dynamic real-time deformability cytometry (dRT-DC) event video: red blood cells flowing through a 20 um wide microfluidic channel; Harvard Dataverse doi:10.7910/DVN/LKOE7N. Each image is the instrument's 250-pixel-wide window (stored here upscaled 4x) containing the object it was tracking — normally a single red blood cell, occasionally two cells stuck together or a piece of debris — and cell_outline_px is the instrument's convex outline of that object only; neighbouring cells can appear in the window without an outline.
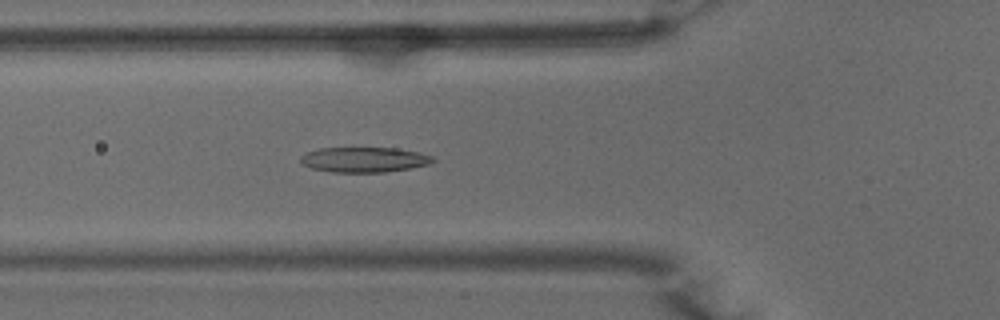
{"species": "common noctule bat (a hibernating species)", "species_latin": "Nyctalus noctula", "temperature_condition": "warm", "stored_images_in_passage": 51, "camera_frame_rate_fps": 3000, "um_per_image_px": 0.085, "animal": {"sex": "male", "body_mass_g": 15.6}, "frame": {"image": 1, "passage_image": 18, "time_ms": 5.667, "image_size_px": [1000, 320], "cell_outline_px": [[436, 160], [428, 164], [408, 168], [384, 172], [332, 172], [312, 168], [304, 164], [300, 160], [300, 156], [308, 152], [320, 148], [396, 148], [416, 152], [432, 156]], "centroid_in_image_um": [30.94, 13.57], "position_along_channel_um": 94.9, "area_um2": 19.07}}
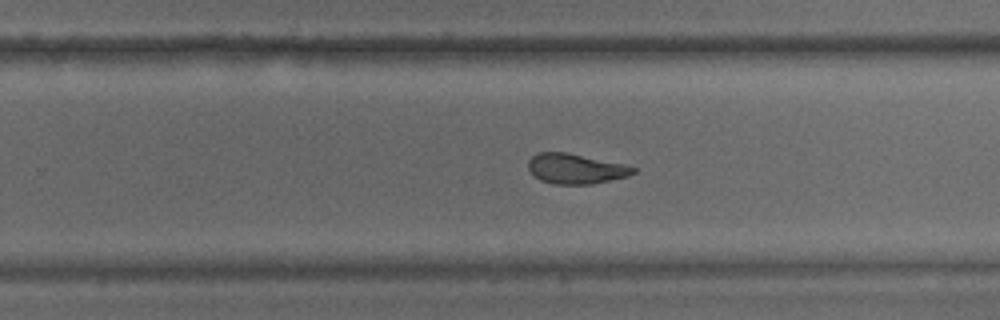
{"frame": {"image": 2, "passage_image": 32, "time_ms": 10.333, "image_size_px": [1000, 320], "cell_outline_px": [[636, 172], [628, 176], [592, 184], [552, 184], [540, 180], [528, 168], [528, 160], [532, 156], [540, 152], [564, 152], [624, 164], [636, 168]], "centroid_in_image_um": [48.93, 14.35], "position_along_channel_um": 280.9, "area_um2": 18.21}}
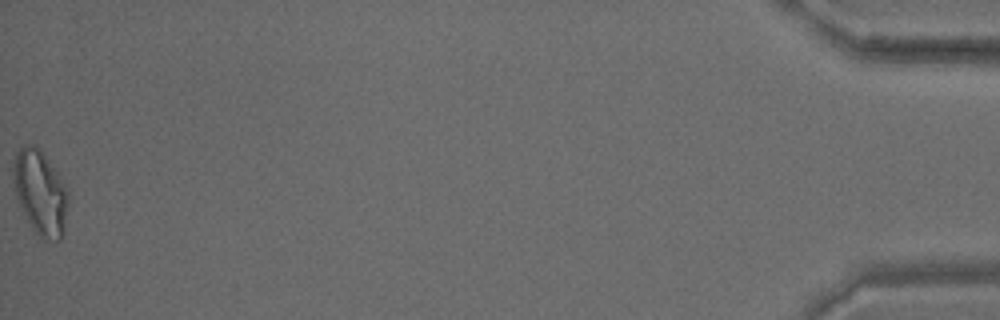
{"frame": {"image": 3, "passage_image": 51, "time_ms": 16.667, "image_size_px": [1000, 320], "cell_outline_px": [[68, 204], [64, 232], [60, 240], [56, 240], [40, 236], [32, 228], [16, 196], [12, 176], [12, 168], [16, 152], [20, 148], [28, 144], [32, 144], [40, 148], [68, 188]], "centroid_in_image_um": [3.43, 16.33], "position_along_channel_um": 431.8, "area_um2": 26.88}, "authors_computed_cell_mechanics": {"area_um2": 20.2878, "velocity_mm_per_s": 3.9839, "shape_relaxation_time_tau1_ms": null, "shape_relaxation_time_tau2_ms": 1.4043, "deformation_change_tau1": null, "deformation_change_tau2": 0.0861}}